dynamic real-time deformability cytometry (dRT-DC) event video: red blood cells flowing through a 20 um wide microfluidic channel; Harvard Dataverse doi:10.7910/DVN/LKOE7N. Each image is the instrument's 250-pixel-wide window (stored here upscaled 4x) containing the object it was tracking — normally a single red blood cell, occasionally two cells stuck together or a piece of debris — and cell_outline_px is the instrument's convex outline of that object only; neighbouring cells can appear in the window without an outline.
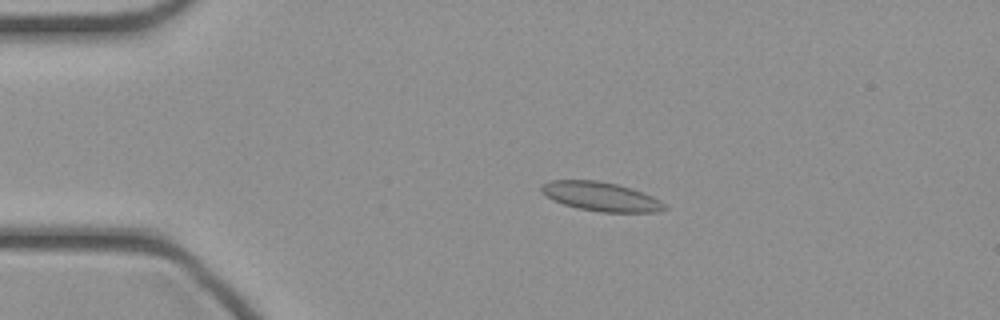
{"species": "common noctule bat (a hibernating species)", "species_latin": "Nyctalus noctula", "temperature_condition": "cold", "stored_images_in_passage": 39, "camera_frame_rate_fps": 3000, "um_per_image_px": 0.085, "animal": {"sex": "female", "body_mass_g": 21.9}, "frame": {"image": 1, "passage_image": 2, "time_ms": 0.333, "image_size_px": [1000, 320], "cell_outline_px": [[668, 208], [656, 212], [600, 212], [580, 208], [564, 204], [552, 200], [540, 192], [540, 184], [552, 180], [596, 180], [616, 184], [652, 196], [660, 200]], "centroid_in_image_um": [51.02, 16.7], "position_along_channel_um": 34.0, "area_um2": 20.69}}
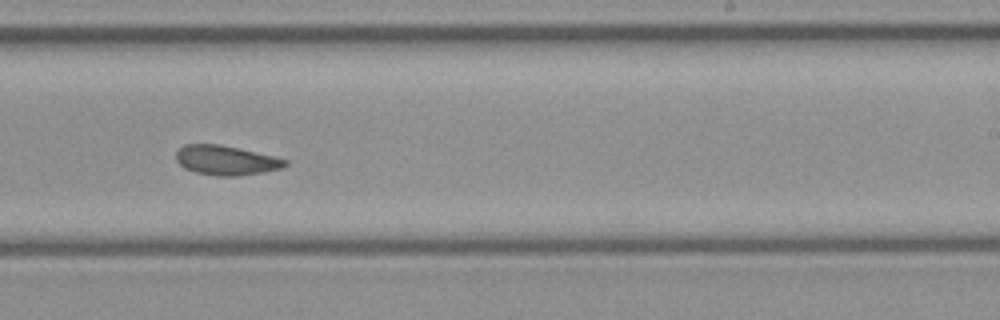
{"frame": {"image": 2, "passage_image": 21, "time_ms": 6.667, "image_size_px": [1000, 320], "cell_outline_px": [[288, 164], [280, 168], [264, 172], [236, 176], [216, 176], [196, 172], [184, 168], [176, 160], [176, 152], [184, 144], [220, 144], [272, 156], [288, 160]], "centroid_in_image_um": [19.18, 13.63], "position_along_channel_um": 269.8, "area_um2": 18.61}}
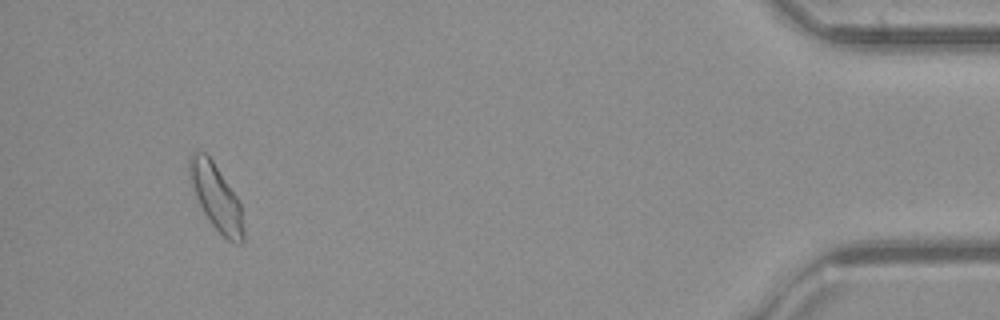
{"frame": {"image": 3, "passage_image": 36, "time_ms": 11.667, "image_size_px": [1000, 320], "cell_outline_px": [[244, 244], [240, 244], [228, 240], [212, 224], [204, 212], [192, 188], [188, 176], [188, 156], [192, 152], [204, 152], [212, 160], [236, 196], [240, 204], [244, 232]], "centroid_in_image_um": [18.35, 16.74], "position_along_channel_um": 416.8, "area_um2": 20.46}}